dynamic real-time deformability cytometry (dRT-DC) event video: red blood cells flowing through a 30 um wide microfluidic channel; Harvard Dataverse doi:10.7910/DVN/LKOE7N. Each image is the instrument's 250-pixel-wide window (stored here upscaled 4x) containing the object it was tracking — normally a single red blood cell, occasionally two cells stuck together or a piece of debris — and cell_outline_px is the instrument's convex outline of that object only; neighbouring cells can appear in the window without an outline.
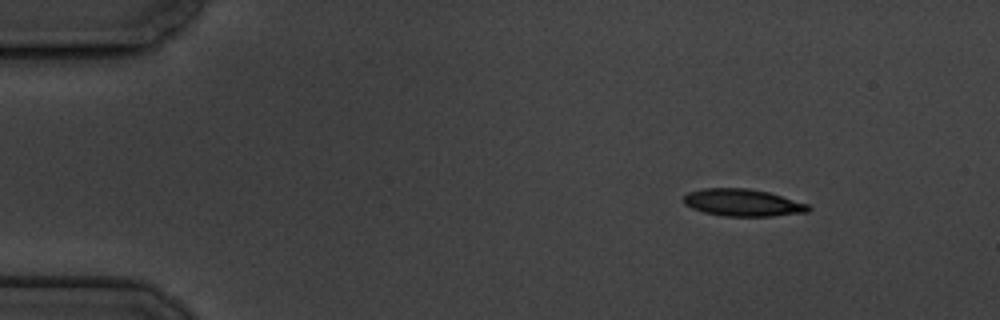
{"species": "common noctule bat (a hibernating species)", "species_latin": "Nyctalus noctula", "temperature_condition": "cold", "stored_images_in_passage": 6, "segment_of_instrument_passage": [1, 2], "camera_frame_rate_fps": 3000, "um_per_image_px": 0.085, "animal": {"sex": "male", "body_mass_g": 19.5, "forearm_length_mm": 54.6}, "frame": {"image": 1, "passage_image": 2, "time_ms": 1.333, "image_size_px": [1000, 320], "cell_outline_px": [[812, 208], [808, 212], [772, 216], [724, 216], [704, 212], [692, 208], [684, 204], [684, 196], [688, 192], [704, 188], [748, 188], [768, 192], [808, 204]], "centroid_in_image_um": [63.13, 17.22], "position_along_channel_um": 21.9, "area_um2": 19.71}}
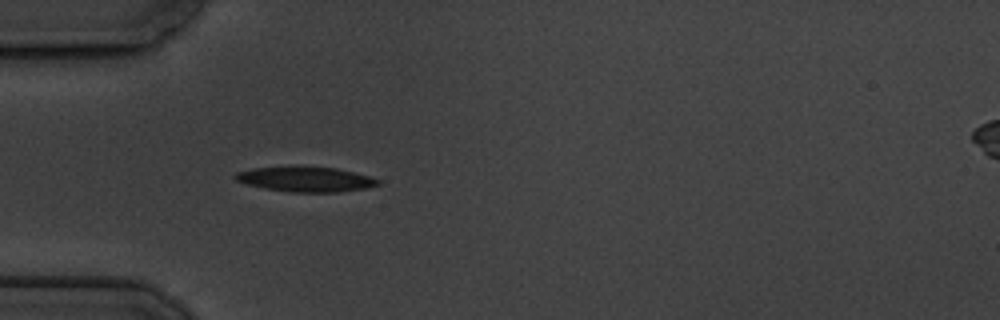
{"frame": {"image": 2, "passage_image": 5, "time_ms": 4.667, "image_size_px": [1000, 320], "cell_outline_px": [[380, 184], [364, 188], [336, 192], [292, 192], [264, 188], [248, 184], [236, 180], [232, 176], [236, 172], [252, 168], [288, 164], [336, 168], [368, 176], [380, 180]], "centroid_in_image_um": [25.89, 15.19], "position_along_channel_um": 59.1, "area_um2": 21.21}}